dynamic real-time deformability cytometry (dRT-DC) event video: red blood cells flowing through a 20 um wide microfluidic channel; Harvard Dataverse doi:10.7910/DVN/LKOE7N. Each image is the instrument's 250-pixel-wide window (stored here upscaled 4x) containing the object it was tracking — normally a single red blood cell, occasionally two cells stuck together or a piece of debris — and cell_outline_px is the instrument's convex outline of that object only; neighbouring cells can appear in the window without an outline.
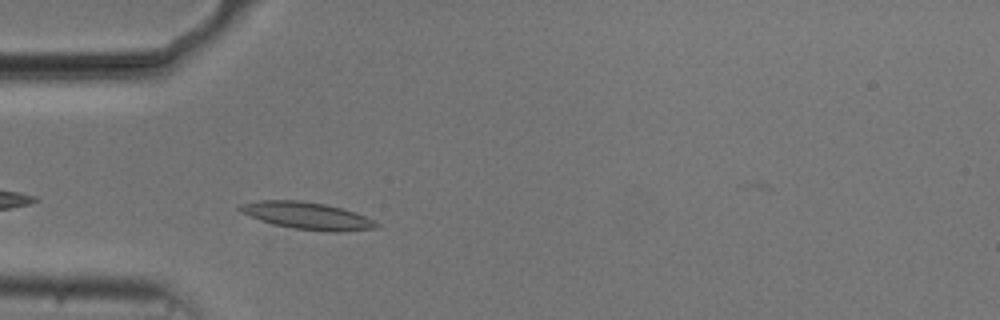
{"species": "common noctule bat (a hibernating species)", "species_latin": "Nyctalus noctula", "temperature_condition": "cold", "stored_images_in_passage": 41, "camera_frame_rate_fps": 3000, "um_per_image_px": 0.085, "animal": {"sex": "male", "body_mass_g": 20.5, "forearm_length_mm": 52.5}, "frame": {"image": 1, "passage_image": 3, "time_ms": 0.667, "image_size_px": [1000, 320], "cell_outline_px": [[380, 228], [340, 232], [328, 232], [296, 228], [276, 224], [260, 220], [240, 212], [236, 208], [240, 204], [260, 200], [300, 200], [324, 204], [340, 208], [364, 216], [380, 224]], "centroid_in_image_um": [26.1, 18.34], "position_along_channel_um": 58.9, "area_um2": 21.39}}
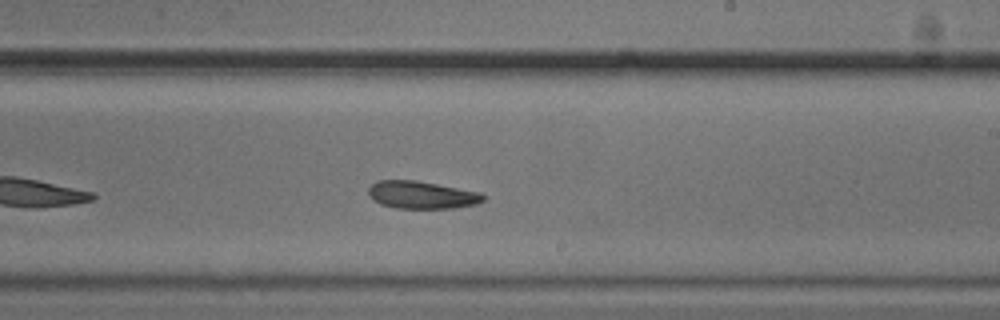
{"frame": {"image": 2, "passage_image": 19, "time_ms": 6.0, "image_size_px": [1000, 320], "cell_outline_px": [[484, 200], [476, 204], [452, 208], [396, 208], [380, 204], [372, 200], [368, 192], [368, 188], [376, 180], [416, 180], [476, 192], [484, 196]], "centroid_in_image_um": [35.76, 16.57], "position_along_channel_um": 253.2, "area_um2": 18.21}}
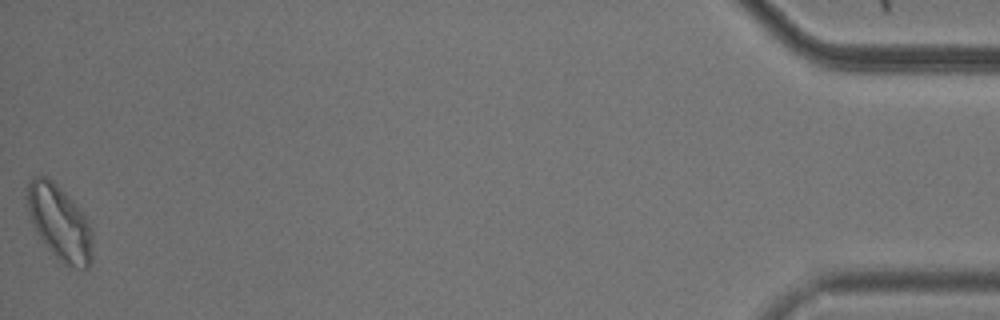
{"frame": {"image": 3, "passage_image": 41, "time_ms": 13.333, "image_size_px": [1000, 320], "cell_outline_px": [[92, 260], [88, 268], [76, 268], [64, 264], [44, 244], [36, 232], [28, 212], [24, 196], [28, 180], [32, 176], [44, 176], [52, 180], [84, 212], [92, 228]], "centroid_in_image_um": [5.05, 18.9], "position_along_channel_um": 430.2, "area_um2": 28.96}, "authors_computed_cell_mechanics": {"area_um2": 19.5364, "velocity_mm_per_s": 3.7082, "shape_relaxation_time_tau1_ms": null, "shape_relaxation_time_tau2_ms": 6.3499, "deformation_change_tau1": null, "deformation_change_tau2": 0.1374}}